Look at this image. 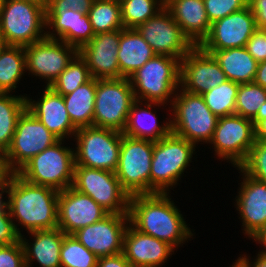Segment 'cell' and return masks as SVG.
I'll return each instance as SVG.
<instances>
[{
    "instance_id": "1",
    "label": "cell",
    "mask_w": 266,
    "mask_h": 267,
    "mask_svg": "<svg viewBox=\"0 0 266 267\" xmlns=\"http://www.w3.org/2000/svg\"><path fill=\"white\" fill-rule=\"evenodd\" d=\"M167 193L130 196L129 221L138 231L166 242L173 248L193 234Z\"/></svg>"
},
{
    "instance_id": "2",
    "label": "cell",
    "mask_w": 266,
    "mask_h": 267,
    "mask_svg": "<svg viewBox=\"0 0 266 267\" xmlns=\"http://www.w3.org/2000/svg\"><path fill=\"white\" fill-rule=\"evenodd\" d=\"M7 193L6 210L27 232L58 228V190L29 183L13 173Z\"/></svg>"
},
{
    "instance_id": "3",
    "label": "cell",
    "mask_w": 266,
    "mask_h": 267,
    "mask_svg": "<svg viewBox=\"0 0 266 267\" xmlns=\"http://www.w3.org/2000/svg\"><path fill=\"white\" fill-rule=\"evenodd\" d=\"M195 144L174 133L153 142V156L150 172V194L167 193L169 186L178 179L189 166Z\"/></svg>"
},
{
    "instance_id": "4",
    "label": "cell",
    "mask_w": 266,
    "mask_h": 267,
    "mask_svg": "<svg viewBox=\"0 0 266 267\" xmlns=\"http://www.w3.org/2000/svg\"><path fill=\"white\" fill-rule=\"evenodd\" d=\"M129 80L136 100L165 104L180 88V60L155 54Z\"/></svg>"
},
{
    "instance_id": "5",
    "label": "cell",
    "mask_w": 266,
    "mask_h": 267,
    "mask_svg": "<svg viewBox=\"0 0 266 267\" xmlns=\"http://www.w3.org/2000/svg\"><path fill=\"white\" fill-rule=\"evenodd\" d=\"M46 9L25 0H4L0 36L7 45L28 46L46 37Z\"/></svg>"
},
{
    "instance_id": "6",
    "label": "cell",
    "mask_w": 266,
    "mask_h": 267,
    "mask_svg": "<svg viewBox=\"0 0 266 267\" xmlns=\"http://www.w3.org/2000/svg\"><path fill=\"white\" fill-rule=\"evenodd\" d=\"M62 141L33 156L17 174L29 183L58 191L71 187L74 181L75 150L61 146Z\"/></svg>"
},
{
    "instance_id": "7",
    "label": "cell",
    "mask_w": 266,
    "mask_h": 267,
    "mask_svg": "<svg viewBox=\"0 0 266 267\" xmlns=\"http://www.w3.org/2000/svg\"><path fill=\"white\" fill-rule=\"evenodd\" d=\"M174 95L171 103L174 111V119L171 120L172 133L195 145L199 141L209 143L219 117L211 112L200 94L181 89L180 94Z\"/></svg>"
},
{
    "instance_id": "8",
    "label": "cell",
    "mask_w": 266,
    "mask_h": 267,
    "mask_svg": "<svg viewBox=\"0 0 266 267\" xmlns=\"http://www.w3.org/2000/svg\"><path fill=\"white\" fill-rule=\"evenodd\" d=\"M135 101L129 78L96 79L93 126L122 133Z\"/></svg>"
},
{
    "instance_id": "9",
    "label": "cell",
    "mask_w": 266,
    "mask_h": 267,
    "mask_svg": "<svg viewBox=\"0 0 266 267\" xmlns=\"http://www.w3.org/2000/svg\"><path fill=\"white\" fill-rule=\"evenodd\" d=\"M75 138V166L116 171L121 148V132L88 126L78 128Z\"/></svg>"
},
{
    "instance_id": "10",
    "label": "cell",
    "mask_w": 266,
    "mask_h": 267,
    "mask_svg": "<svg viewBox=\"0 0 266 267\" xmlns=\"http://www.w3.org/2000/svg\"><path fill=\"white\" fill-rule=\"evenodd\" d=\"M152 156L153 141L130 138L122 134L115 175L130 196L150 194Z\"/></svg>"
},
{
    "instance_id": "11",
    "label": "cell",
    "mask_w": 266,
    "mask_h": 267,
    "mask_svg": "<svg viewBox=\"0 0 266 267\" xmlns=\"http://www.w3.org/2000/svg\"><path fill=\"white\" fill-rule=\"evenodd\" d=\"M72 187L91 197L109 214H129L130 195L122 188L115 172L74 166Z\"/></svg>"
},
{
    "instance_id": "12",
    "label": "cell",
    "mask_w": 266,
    "mask_h": 267,
    "mask_svg": "<svg viewBox=\"0 0 266 267\" xmlns=\"http://www.w3.org/2000/svg\"><path fill=\"white\" fill-rule=\"evenodd\" d=\"M59 140L26 108L17 120L11 145L5 153L10 170L17 173L33 156Z\"/></svg>"
},
{
    "instance_id": "13",
    "label": "cell",
    "mask_w": 266,
    "mask_h": 267,
    "mask_svg": "<svg viewBox=\"0 0 266 267\" xmlns=\"http://www.w3.org/2000/svg\"><path fill=\"white\" fill-rule=\"evenodd\" d=\"M215 154L230 160L239 167L246 159L255 143V129L252 120L238 114L219 117L213 138Z\"/></svg>"
},
{
    "instance_id": "14",
    "label": "cell",
    "mask_w": 266,
    "mask_h": 267,
    "mask_svg": "<svg viewBox=\"0 0 266 267\" xmlns=\"http://www.w3.org/2000/svg\"><path fill=\"white\" fill-rule=\"evenodd\" d=\"M136 29L157 55L181 60L194 47L166 8Z\"/></svg>"
},
{
    "instance_id": "15",
    "label": "cell",
    "mask_w": 266,
    "mask_h": 267,
    "mask_svg": "<svg viewBox=\"0 0 266 267\" xmlns=\"http://www.w3.org/2000/svg\"><path fill=\"white\" fill-rule=\"evenodd\" d=\"M24 50L26 70L35 76L46 79L47 86L52 84L78 54L76 47L47 37L25 46Z\"/></svg>"
},
{
    "instance_id": "16",
    "label": "cell",
    "mask_w": 266,
    "mask_h": 267,
    "mask_svg": "<svg viewBox=\"0 0 266 267\" xmlns=\"http://www.w3.org/2000/svg\"><path fill=\"white\" fill-rule=\"evenodd\" d=\"M128 223V214H108L100 221L78 229L72 235L98 258L111 256L123 252Z\"/></svg>"
},
{
    "instance_id": "17",
    "label": "cell",
    "mask_w": 266,
    "mask_h": 267,
    "mask_svg": "<svg viewBox=\"0 0 266 267\" xmlns=\"http://www.w3.org/2000/svg\"><path fill=\"white\" fill-rule=\"evenodd\" d=\"M226 80L214 56L200 46H194L180 60V85L187 92L202 95Z\"/></svg>"
},
{
    "instance_id": "18",
    "label": "cell",
    "mask_w": 266,
    "mask_h": 267,
    "mask_svg": "<svg viewBox=\"0 0 266 267\" xmlns=\"http://www.w3.org/2000/svg\"><path fill=\"white\" fill-rule=\"evenodd\" d=\"M257 29L249 7L218 19L211 24L209 35L199 45L203 50H225L245 47Z\"/></svg>"
},
{
    "instance_id": "19",
    "label": "cell",
    "mask_w": 266,
    "mask_h": 267,
    "mask_svg": "<svg viewBox=\"0 0 266 267\" xmlns=\"http://www.w3.org/2000/svg\"><path fill=\"white\" fill-rule=\"evenodd\" d=\"M58 228L65 234L100 221L109 213L91 197L78 192L72 186L59 191Z\"/></svg>"
},
{
    "instance_id": "20",
    "label": "cell",
    "mask_w": 266,
    "mask_h": 267,
    "mask_svg": "<svg viewBox=\"0 0 266 267\" xmlns=\"http://www.w3.org/2000/svg\"><path fill=\"white\" fill-rule=\"evenodd\" d=\"M120 30L99 33L82 46L78 53L85 60L92 78H120L118 49Z\"/></svg>"
},
{
    "instance_id": "21",
    "label": "cell",
    "mask_w": 266,
    "mask_h": 267,
    "mask_svg": "<svg viewBox=\"0 0 266 267\" xmlns=\"http://www.w3.org/2000/svg\"><path fill=\"white\" fill-rule=\"evenodd\" d=\"M243 173V182L236 199L243 230L250 238L266 225V183Z\"/></svg>"
},
{
    "instance_id": "22",
    "label": "cell",
    "mask_w": 266,
    "mask_h": 267,
    "mask_svg": "<svg viewBox=\"0 0 266 267\" xmlns=\"http://www.w3.org/2000/svg\"><path fill=\"white\" fill-rule=\"evenodd\" d=\"M174 248L164 241L144 234L132 225L124 235L123 254L131 265L160 267Z\"/></svg>"
},
{
    "instance_id": "23",
    "label": "cell",
    "mask_w": 266,
    "mask_h": 267,
    "mask_svg": "<svg viewBox=\"0 0 266 267\" xmlns=\"http://www.w3.org/2000/svg\"><path fill=\"white\" fill-rule=\"evenodd\" d=\"M42 94L37 102L27 97V109L60 140L67 135L75 136L77 128L69 118L63 96L47 85Z\"/></svg>"
},
{
    "instance_id": "24",
    "label": "cell",
    "mask_w": 266,
    "mask_h": 267,
    "mask_svg": "<svg viewBox=\"0 0 266 267\" xmlns=\"http://www.w3.org/2000/svg\"><path fill=\"white\" fill-rule=\"evenodd\" d=\"M165 8L194 46H199L209 35L211 23L204 0H165Z\"/></svg>"
},
{
    "instance_id": "25",
    "label": "cell",
    "mask_w": 266,
    "mask_h": 267,
    "mask_svg": "<svg viewBox=\"0 0 266 267\" xmlns=\"http://www.w3.org/2000/svg\"><path fill=\"white\" fill-rule=\"evenodd\" d=\"M46 26L56 34L46 31V37L61 40L78 50L95 35L88 14L73 11L46 12ZM55 35V36H54Z\"/></svg>"
},
{
    "instance_id": "26",
    "label": "cell",
    "mask_w": 266,
    "mask_h": 267,
    "mask_svg": "<svg viewBox=\"0 0 266 267\" xmlns=\"http://www.w3.org/2000/svg\"><path fill=\"white\" fill-rule=\"evenodd\" d=\"M29 233L34 237L31 244L26 242L23 235L20 236L26 267H31L33 259L37 260L41 267H61L60 251L65 233L60 228Z\"/></svg>"
},
{
    "instance_id": "27",
    "label": "cell",
    "mask_w": 266,
    "mask_h": 267,
    "mask_svg": "<svg viewBox=\"0 0 266 267\" xmlns=\"http://www.w3.org/2000/svg\"><path fill=\"white\" fill-rule=\"evenodd\" d=\"M154 55L151 46L143 39L136 28L120 30L118 49L120 78H129Z\"/></svg>"
},
{
    "instance_id": "28",
    "label": "cell",
    "mask_w": 266,
    "mask_h": 267,
    "mask_svg": "<svg viewBox=\"0 0 266 267\" xmlns=\"http://www.w3.org/2000/svg\"><path fill=\"white\" fill-rule=\"evenodd\" d=\"M141 102L136 100L129 110L127 123L122 131V134L130 138L150 140L153 142L159 141L163 137L169 135L171 131V120L166 122L162 127L157 124V118L153 111L151 112V104L163 105V103L150 102L146 103V109L139 107ZM148 109V110H147ZM150 119V120H149ZM146 122V123H145ZM148 123V125H147Z\"/></svg>"
},
{
    "instance_id": "29",
    "label": "cell",
    "mask_w": 266,
    "mask_h": 267,
    "mask_svg": "<svg viewBox=\"0 0 266 267\" xmlns=\"http://www.w3.org/2000/svg\"><path fill=\"white\" fill-rule=\"evenodd\" d=\"M204 51L214 56L227 80L238 84L253 82L258 62L245 47Z\"/></svg>"
},
{
    "instance_id": "30",
    "label": "cell",
    "mask_w": 266,
    "mask_h": 267,
    "mask_svg": "<svg viewBox=\"0 0 266 267\" xmlns=\"http://www.w3.org/2000/svg\"><path fill=\"white\" fill-rule=\"evenodd\" d=\"M95 98L96 78L63 95L69 118L77 129L93 126Z\"/></svg>"
},
{
    "instance_id": "31",
    "label": "cell",
    "mask_w": 266,
    "mask_h": 267,
    "mask_svg": "<svg viewBox=\"0 0 266 267\" xmlns=\"http://www.w3.org/2000/svg\"><path fill=\"white\" fill-rule=\"evenodd\" d=\"M0 93V152L9 149L19 116L27 108V97Z\"/></svg>"
},
{
    "instance_id": "32",
    "label": "cell",
    "mask_w": 266,
    "mask_h": 267,
    "mask_svg": "<svg viewBox=\"0 0 266 267\" xmlns=\"http://www.w3.org/2000/svg\"><path fill=\"white\" fill-rule=\"evenodd\" d=\"M26 70L23 46L6 45L0 53V93H10Z\"/></svg>"
},
{
    "instance_id": "33",
    "label": "cell",
    "mask_w": 266,
    "mask_h": 267,
    "mask_svg": "<svg viewBox=\"0 0 266 267\" xmlns=\"http://www.w3.org/2000/svg\"><path fill=\"white\" fill-rule=\"evenodd\" d=\"M88 17L95 35L124 29L120 3L108 0H94Z\"/></svg>"
},
{
    "instance_id": "34",
    "label": "cell",
    "mask_w": 266,
    "mask_h": 267,
    "mask_svg": "<svg viewBox=\"0 0 266 267\" xmlns=\"http://www.w3.org/2000/svg\"><path fill=\"white\" fill-rule=\"evenodd\" d=\"M238 88V83L226 80L203 93L202 97L213 114L218 117H225L235 114Z\"/></svg>"
},
{
    "instance_id": "35",
    "label": "cell",
    "mask_w": 266,
    "mask_h": 267,
    "mask_svg": "<svg viewBox=\"0 0 266 267\" xmlns=\"http://www.w3.org/2000/svg\"><path fill=\"white\" fill-rule=\"evenodd\" d=\"M92 79V75L85 60L79 53L73 58L69 65L52 82L50 87L60 95H68L79 86Z\"/></svg>"
},
{
    "instance_id": "36",
    "label": "cell",
    "mask_w": 266,
    "mask_h": 267,
    "mask_svg": "<svg viewBox=\"0 0 266 267\" xmlns=\"http://www.w3.org/2000/svg\"><path fill=\"white\" fill-rule=\"evenodd\" d=\"M120 6L124 28H137L164 9L165 0H124Z\"/></svg>"
},
{
    "instance_id": "37",
    "label": "cell",
    "mask_w": 266,
    "mask_h": 267,
    "mask_svg": "<svg viewBox=\"0 0 266 267\" xmlns=\"http://www.w3.org/2000/svg\"><path fill=\"white\" fill-rule=\"evenodd\" d=\"M98 257L72 234H65L60 251L61 267H96Z\"/></svg>"
},
{
    "instance_id": "38",
    "label": "cell",
    "mask_w": 266,
    "mask_h": 267,
    "mask_svg": "<svg viewBox=\"0 0 266 267\" xmlns=\"http://www.w3.org/2000/svg\"><path fill=\"white\" fill-rule=\"evenodd\" d=\"M266 101V88L254 82L239 84L235 114L252 120Z\"/></svg>"
},
{
    "instance_id": "39",
    "label": "cell",
    "mask_w": 266,
    "mask_h": 267,
    "mask_svg": "<svg viewBox=\"0 0 266 267\" xmlns=\"http://www.w3.org/2000/svg\"><path fill=\"white\" fill-rule=\"evenodd\" d=\"M239 167L252 178L266 183V141L255 140L247 159Z\"/></svg>"
},
{
    "instance_id": "40",
    "label": "cell",
    "mask_w": 266,
    "mask_h": 267,
    "mask_svg": "<svg viewBox=\"0 0 266 267\" xmlns=\"http://www.w3.org/2000/svg\"><path fill=\"white\" fill-rule=\"evenodd\" d=\"M207 17L212 24L248 6V0H204Z\"/></svg>"
},
{
    "instance_id": "41",
    "label": "cell",
    "mask_w": 266,
    "mask_h": 267,
    "mask_svg": "<svg viewBox=\"0 0 266 267\" xmlns=\"http://www.w3.org/2000/svg\"><path fill=\"white\" fill-rule=\"evenodd\" d=\"M0 267H26L21 241L0 246Z\"/></svg>"
},
{
    "instance_id": "42",
    "label": "cell",
    "mask_w": 266,
    "mask_h": 267,
    "mask_svg": "<svg viewBox=\"0 0 266 267\" xmlns=\"http://www.w3.org/2000/svg\"><path fill=\"white\" fill-rule=\"evenodd\" d=\"M13 221L8 210L0 213V246L20 241L21 231Z\"/></svg>"
},
{
    "instance_id": "43",
    "label": "cell",
    "mask_w": 266,
    "mask_h": 267,
    "mask_svg": "<svg viewBox=\"0 0 266 267\" xmlns=\"http://www.w3.org/2000/svg\"><path fill=\"white\" fill-rule=\"evenodd\" d=\"M245 48L259 63L266 60V29L257 28L249 38Z\"/></svg>"
},
{
    "instance_id": "44",
    "label": "cell",
    "mask_w": 266,
    "mask_h": 267,
    "mask_svg": "<svg viewBox=\"0 0 266 267\" xmlns=\"http://www.w3.org/2000/svg\"><path fill=\"white\" fill-rule=\"evenodd\" d=\"M93 2L94 0H50L46 12H63L71 9L88 14Z\"/></svg>"
},
{
    "instance_id": "45",
    "label": "cell",
    "mask_w": 266,
    "mask_h": 267,
    "mask_svg": "<svg viewBox=\"0 0 266 267\" xmlns=\"http://www.w3.org/2000/svg\"><path fill=\"white\" fill-rule=\"evenodd\" d=\"M257 28L266 29V0H248Z\"/></svg>"
},
{
    "instance_id": "46",
    "label": "cell",
    "mask_w": 266,
    "mask_h": 267,
    "mask_svg": "<svg viewBox=\"0 0 266 267\" xmlns=\"http://www.w3.org/2000/svg\"><path fill=\"white\" fill-rule=\"evenodd\" d=\"M130 263L125 258L123 252L111 256L100 257L96 267H130Z\"/></svg>"
},
{
    "instance_id": "47",
    "label": "cell",
    "mask_w": 266,
    "mask_h": 267,
    "mask_svg": "<svg viewBox=\"0 0 266 267\" xmlns=\"http://www.w3.org/2000/svg\"><path fill=\"white\" fill-rule=\"evenodd\" d=\"M12 174L5 153L0 152V186H8Z\"/></svg>"
},
{
    "instance_id": "48",
    "label": "cell",
    "mask_w": 266,
    "mask_h": 267,
    "mask_svg": "<svg viewBox=\"0 0 266 267\" xmlns=\"http://www.w3.org/2000/svg\"><path fill=\"white\" fill-rule=\"evenodd\" d=\"M253 82L263 88H266V60L258 63Z\"/></svg>"
},
{
    "instance_id": "49",
    "label": "cell",
    "mask_w": 266,
    "mask_h": 267,
    "mask_svg": "<svg viewBox=\"0 0 266 267\" xmlns=\"http://www.w3.org/2000/svg\"><path fill=\"white\" fill-rule=\"evenodd\" d=\"M245 255L240 259L244 262L247 267H266V254L259 253L256 257V261L253 264L250 263L248 257Z\"/></svg>"
},
{
    "instance_id": "50",
    "label": "cell",
    "mask_w": 266,
    "mask_h": 267,
    "mask_svg": "<svg viewBox=\"0 0 266 267\" xmlns=\"http://www.w3.org/2000/svg\"><path fill=\"white\" fill-rule=\"evenodd\" d=\"M255 140L266 141V119L260 120L255 126Z\"/></svg>"
},
{
    "instance_id": "51",
    "label": "cell",
    "mask_w": 266,
    "mask_h": 267,
    "mask_svg": "<svg viewBox=\"0 0 266 267\" xmlns=\"http://www.w3.org/2000/svg\"><path fill=\"white\" fill-rule=\"evenodd\" d=\"M251 238H253L257 243H260L266 249V225L262 227L257 233H255ZM260 253L266 254V250L261 251Z\"/></svg>"
},
{
    "instance_id": "52",
    "label": "cell",
    "mask_w": 266,
    "mask_h": 267,
    "mask_svg": "<svg viewBox=\"0 0 266 267\" xmlns=\"http://www.w3.org/2000/svg\"><path fill=\"white\" fill-rule=\"evenodd\" d=\"M266 119V101L260 106L256 116L252 119L254 126L260 121Z\"/></svg>"
},
{
    "instance_id": "53",
    "label": "cell",
    "mask_w": 266,
    "mask_h": 267,
    "mask_svg": "<svg viewBox=\"0 0 266 267\" xmlns=\"http://www.w3.org/2000/svg\"><path fill=\"white\" fill-rule=\"evenodd\" d=\"M7 188L8 186H0V213L3 212L4 210H6V205H7V202L3 201L2 200V195L3 193H7Z\"/></svg>"
},
{
    "instance_id": "54",
    "label": "cell",
    "mask_w": 266,
    "mask_h": 267,
    "mask_svg": "<svg viewBox=\"0 0 266 267\" xmlns=\"http://www.w3.org/2000/svg\"><path fill=\"white\" fill-rule=\"evenodd\" d=\"M25 1H29V2H33L35 4H38L39 6H41L44 9L48 8L49 2H50V0H25Z\"/></svg>"
},
{
    "instance_id": "55",
    "label": "cell",
    "mask_w": 266,
    "mask_h": 267,
    "mask_svg": "<svg viewBox=\"0 0 266 267\" xmlns=\"http://www.w3.org/2000/svg\"><path fill=\"white\" fill-rule=\"evenodd\" d=\"M235 264L232 265V267H247L244 262L240 259V257L238 258V260H235Z\"/></svg>"
},
{
    "instance_id": "56",
    "label": "cell",
    "mask_w": 266,
    "mask_h": 267,
    "mask_svg": "<svg viewBox=\"0 0 266 267\" xmlns=\"http://www.w3.org/2000/svg\"><path fill=\"white\" fill-rule=\"evenodd\" d=\"M6 45L7 44L4 42V39L0 36V53Z\"/></svg>"
},
{
    "instance_id": "57",
    "label": "cell",
    "mask_w": 266,
    "mask_h": 267,
    "mask_svg": "<svg viewBox=\"0 0 266 267\" xmlns=\"http://www.w3.org/2000/svg\"><path fill=\"white\" fill-rule=\"evenodd\" d=\"M108 1H114V2L121 3V2H123L124 0H108Z\"/></svg>"
},
{
    "instance_id": "58",
    "label": "cell",
    "mask_w": 266,
    "mask_h": 267,
    "mask_svg": "<svg viewBox=\"0 0 266 267\" xmlns=\"http://www.w3.org/2000/svg\"><path fill=\"white\" fill-rule=\"evenodd\" d=\"M130 267H149V266H137V265H130Z\"/></svg>"
},
{
    "instance_id": "59",
    "label": "cell",
    "mask_w": 266,
    "mask_h": 267,
    "mask_svg": "<svg viewBox=\"0 0 266 267\" xmlns=\"http://www.w3.org/2000/svg\"><path fill=\"white\" fill-rule=\"evenodd\" d=\"M3 2H4V0H0V9H1L2 5H3Z\"/></svg>"
}]
</instances>
